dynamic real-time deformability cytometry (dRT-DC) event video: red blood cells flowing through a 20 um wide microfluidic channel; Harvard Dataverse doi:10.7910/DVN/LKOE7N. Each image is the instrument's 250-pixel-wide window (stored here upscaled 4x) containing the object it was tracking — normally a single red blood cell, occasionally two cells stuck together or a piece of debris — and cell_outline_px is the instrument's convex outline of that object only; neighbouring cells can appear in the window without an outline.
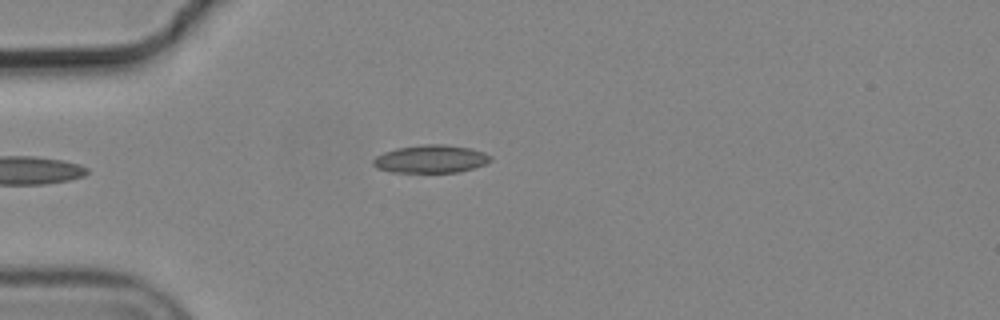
{"species": "common noctule bat (a hibernating species)", "species_latin": "Nyctalus noctula", "temperature_condition": "cold", "stored_images_in_passage": 3, "camera_frame_rate_fps": 3000, "um_per_image_px": 0.085, "animal": {"sex": "male", "body_mass_g": 19.2, "forearm_length_mm": 51.8}, "frame": {"image": 1, "passage_image": 3, "time_ms": 0.667, "image_size_px": [1000, 320], "cell_outline_px": [[492, 160], [484, 164], [472, 168], [456, 172], [388, 172], [376, 168], [372, 164], [372, 160], [376, 156], [384, 152], [396, 148], [420, 144], [444, 144], [472, 148], [484, 152], [492, 156]], "centroid_in_image_um": [36.59, 13.5], "position_along_channel_um": 48.4, "area_um2": 19.25}}